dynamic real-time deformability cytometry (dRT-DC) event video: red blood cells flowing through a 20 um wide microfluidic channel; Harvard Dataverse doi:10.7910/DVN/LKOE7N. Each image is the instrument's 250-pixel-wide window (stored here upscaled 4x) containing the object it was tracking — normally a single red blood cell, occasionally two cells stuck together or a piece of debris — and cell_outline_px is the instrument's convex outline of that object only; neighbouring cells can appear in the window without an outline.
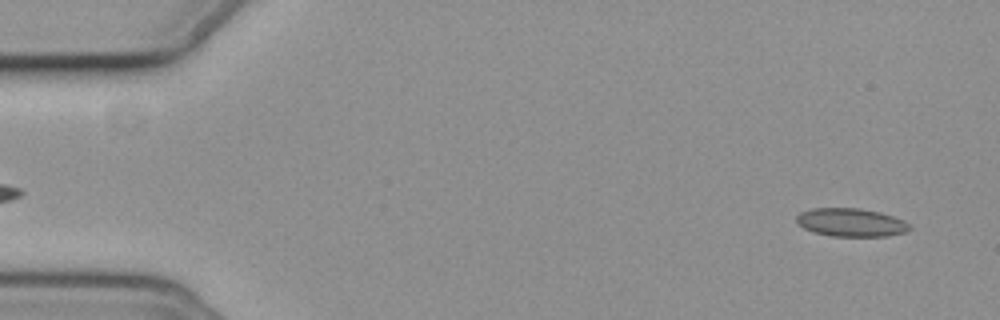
{"species": "common noctule bat (a hibernating species)", "species_latin": "Nyctalus noctula", "temperature_condition": "cold", "stored_images_in_passage": 56, "camera_frame_rate_fps": 3000, "um_per_image_px": 0.085, "animal": {"sex": "female", "body_mass_g": 19.3, "forearm_length_mm": 54.1}, "frame": {"image": 1, "passage_image": 3, "time_ms": 0.667, "image_size_px": [1000, 320], "cell_outline_px": [[912, 228], [904, 232], [888, 236], [832, 236], [816, 232], [804, 228], [796, 220], [796, 216], [800, 212], [812, 208], [856, 208], [880, 212], [904, 220]], "centroid_in_image_um": [72.34, 18.9], "position_along_channel_um": 12.7, "area_um2": 18.44}}
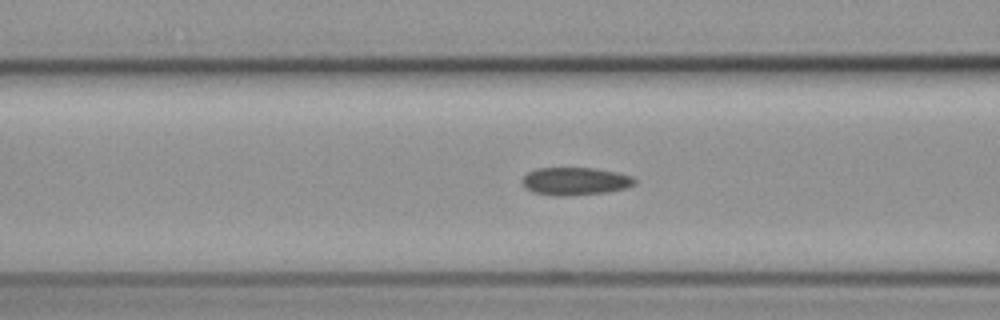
{"frame": {"image": 2, "passage_image": 22, "time_ms": 7.0, "image_size_px": [1000, 320], "cell_outline_px": [[636, 184], [624, 188], [608, 192], [560, 196], [556, 196], [532, 192], [520, 180], [528, 172], [536, 168], [592, 168], [616, 172], [632, 176], [636, 180]], "centroid_in_image_um": [48.89, 15.4], "position_along_channel_um": 117.7, "area_um2": 18.09}}
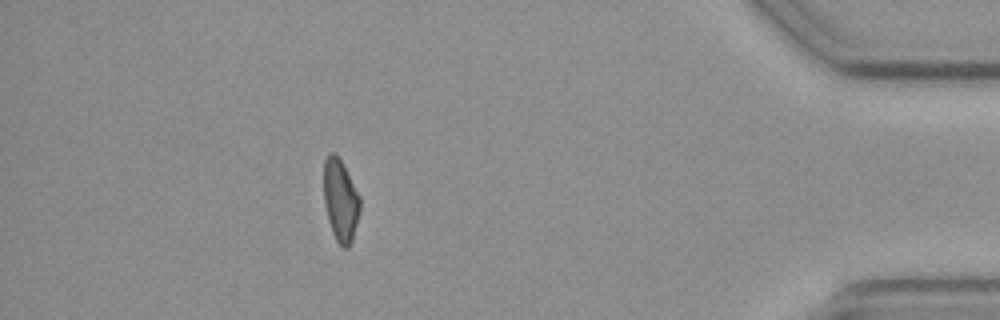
{"frame": {"image": 3, "passage_image": 50, "time_ms": 16.333, "image_size_px": [1000, 320], "cell_outline_px": [[360, 212], [352, 240], [348, 248], [344, 248], [336, 240], [332, 232], [328, 220], [324, 204], [324, 160], [332, 152], [340, 160], [360, 196]], "centroid_in_image_um": [28.94, 17.07], "position_along_channel_um": 406.3, "area_um2": 17.11}, "authors_computed_cell_mechanics": {"area_um2": 18.2359, "velocity_mm_per_s": 3.678, "shape_relaxation_time_tau1_ms": 6.1053, "shape_relaxation_time_tau2_ms": 3.585, "deformation_change_tau1": 0.129, "deformation_change_tau2": 0.1062}}